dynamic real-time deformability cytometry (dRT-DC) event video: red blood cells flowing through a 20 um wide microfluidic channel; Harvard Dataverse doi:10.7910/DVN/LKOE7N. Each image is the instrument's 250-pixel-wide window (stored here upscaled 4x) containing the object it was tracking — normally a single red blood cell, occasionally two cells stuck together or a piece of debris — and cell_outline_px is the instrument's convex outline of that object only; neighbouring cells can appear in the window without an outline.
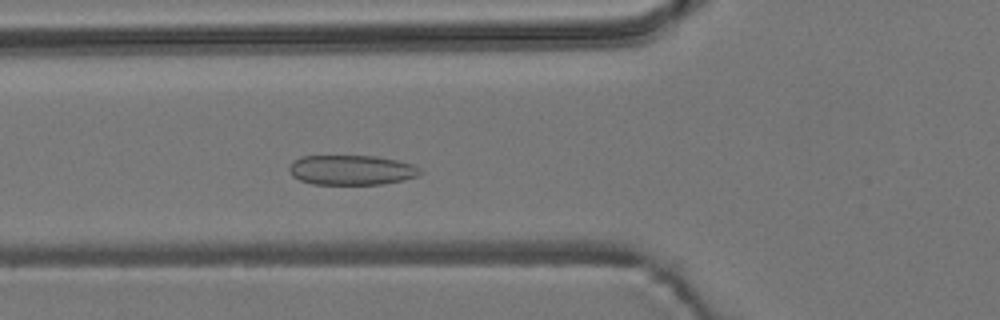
{"species": "common noctule bat (a hibernating species)", "species_latin": "Nyctalus noctula", "temperature_condition": "room temperature", "stored_images_in_passage": 51, "camera_frame_rate_fps": 3000, "um_per_image_px": 0.085, "animal": {"sex": "male", "body_mass_g": 19.2, "forearm_length_mm": 51.8}, "frame": {"image": 1, "passage_image": 15, "time_ms": 4.667, "image_size_px": [1000, 320], "cell_outline_px": [[420, 172], [416, 176], [404, 180], [380, 184], [312, 184], [300, 180], [292, 176], [288, 172], [288, 168], [292, 160], [300, 156], [376, 156], [396, 160], [412, 164], [420, 168]], "centroid_in_image_um": [29.81, 14.45], "position_along_channel_um": 96.0, "area_um2": 22.83}}
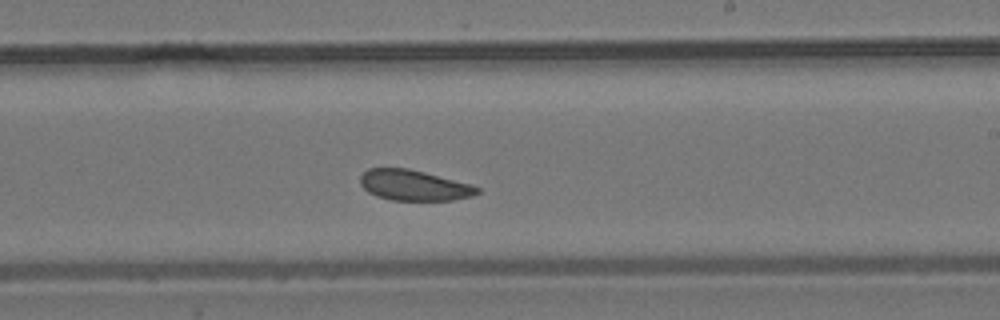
{"frame": {"image": 2, "passage_image": 28, "time_ms": 9.0, "image_size_px": [1000, 320], "cell_outline_px": [[480, 192], [472, 196], [452, 200], [392, 200], [376, 196], [368, 192], [360, 184], [360, 176], [368, 168], [408, 168], [472, 184], [480, 188]], "centroid_in_image_um": [35.19, 15.75], "position_along_channel_um": 253.8, "area_um2": 20.87}}
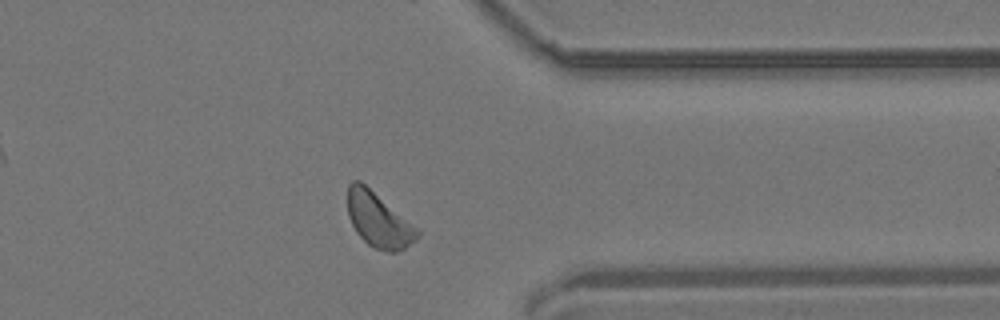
{"frame": {"image": 3, "passage_image": 39, "time_ms": 12.667, "image_size_px": [1000, 320], "cell_outline_px": [[420, 236], [416, 240], [404, 248], [396, 252], [388, 252], [372, 248], [356, 232], [348, 216], [348, 184], [352, 180], [360, 180], [420, 228]], "centroid_in_image_um": [32.21, 18.7], "position_along_channel_um": 379.2, "area_um2": 22.54}, "authors_computed_cell_mechanics": {"area_um2": 22.1374, "velocity_mm_per_s": 3.646, "shape_relaxation_time_tau1_ms": 7.4815, "shape_relaxation_time_tau2_ms": 6.9221, "deformation_change_tau1": 0.0813, "deformation_change_tau2": 0.0967}}